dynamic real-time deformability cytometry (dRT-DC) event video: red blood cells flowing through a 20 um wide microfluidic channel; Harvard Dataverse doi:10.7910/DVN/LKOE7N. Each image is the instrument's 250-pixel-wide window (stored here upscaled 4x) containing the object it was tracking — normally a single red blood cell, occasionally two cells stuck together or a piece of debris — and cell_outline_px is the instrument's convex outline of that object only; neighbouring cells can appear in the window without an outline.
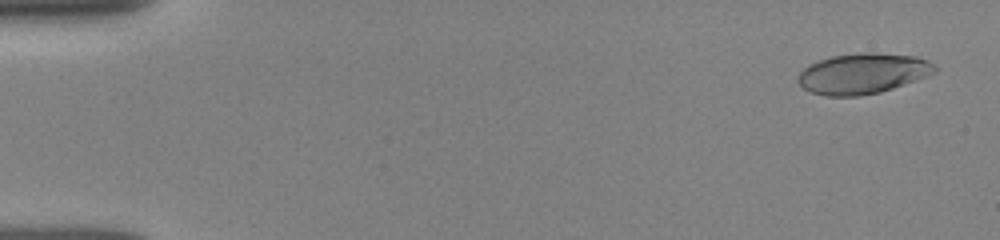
{"species": "human", "species_latin": "Homo sapiens", "temperature_condition": "room temperature", "stored_images_in_passage": 19, "camera_frame_rate_fps": 3000, "um_per_image_px": 0.085, "donor": {"sex": "female"}, "frame": {"image": 1, "passage_image": 1, "time_ms": 0.0, "image_size_px": [1000, 240], "cell_outline_px": [[936, 72], [916, 80], [880, 92], [860, 96], [824, 96], [812, 92], [804, 88], [796, 80], [796, 76], [808, 64], [832, 56], [864, 52], [876, 52], [916, 56], [928, 60], [936, 68]], "centroid_in_image_um": [73.31, 6.24], "position_along_channel_um": 11.7, "area_um2": 32.31}}
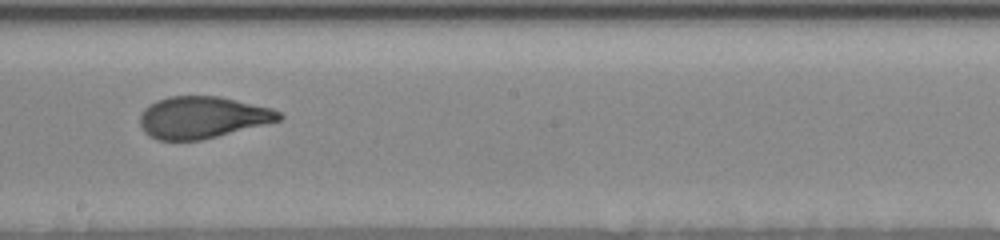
{"frame": {"image": 2, "passage_image": 10, "time_ms": 3.0, "image_size_px": [1000, 240], "cell_outline_px": [[284, 116], [280, 120], [200, 140], [156, 140], [148, 136], [144, 132], [140, 124], [140, 116], [144, 108], [156, 100], [168, 96], [220, 96], [272, 108], [280, 112]], "centroid_in_image_um": [17.17, 9.97], "position_along_channel_um": 231.0, "area_um2": 33.81}}
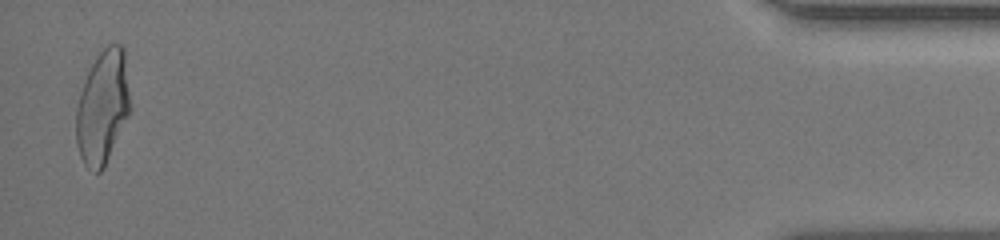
{"frame": {"image": 3, "passage_image": 19, "time_ms": 6.0, "image_size_px": [1000, 240], "cell_outline_px": [[132, 108], [104, 168], [100, 172], [96, 172], [88, 168], [84, 164], [80, 156], [76, 144], [76, 108], [80, 92], [84, 80], [96, 56], [108, 44], [120, 44], [124, 48]], "centroid_in_image_um": [8.74, 9.1], "position_along_channel_um": 426.5, "area_um2": 36.13}}